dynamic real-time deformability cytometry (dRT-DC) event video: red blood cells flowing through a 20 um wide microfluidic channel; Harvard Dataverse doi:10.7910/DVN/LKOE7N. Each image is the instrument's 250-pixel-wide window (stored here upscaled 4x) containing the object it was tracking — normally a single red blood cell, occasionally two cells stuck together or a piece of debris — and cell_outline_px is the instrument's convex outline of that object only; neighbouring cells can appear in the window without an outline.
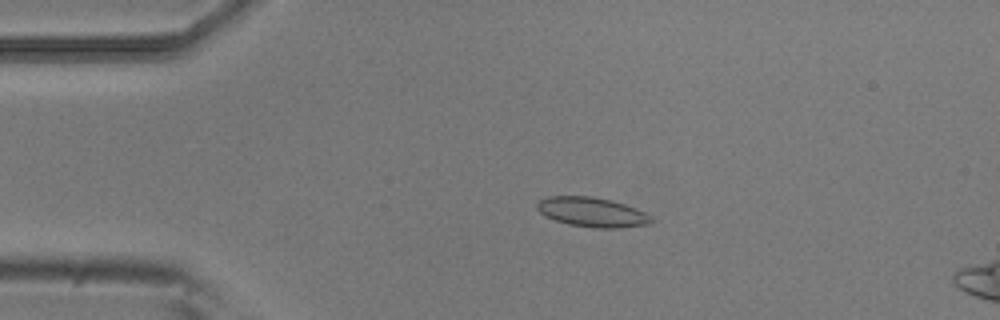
{"species": "common noctule bat (a hibernating species)", "species_latin": "Nyctalus noctula", "temperature_condition": "room temperature", "stored_images_in_passage": 6, "camera_frame_rate_fps": 3000, "um_per_image_px": 0.085, "animal": {"sex": "male", "body_mass_g": 20.5, "forearm_length_mm": 52.5}, "frame": {"image": 1, "passage_image": 4, "time_ms": 1.0, "image_size_px": [1000, 320], "cell_outline_px": [[652, 220], [648, 224], [620, 228], [592, 228], [568, 224], [544, 216], [536, 208], [536, 204], [540, 200], [548, 196], [592, 196], [612, 200], [624, 204], [644, 212], [652, 216]], "centroid_in_image_um": [50.3, 18.03], "position_along_channel_um": 34.7, "area_um2": 19.71}}
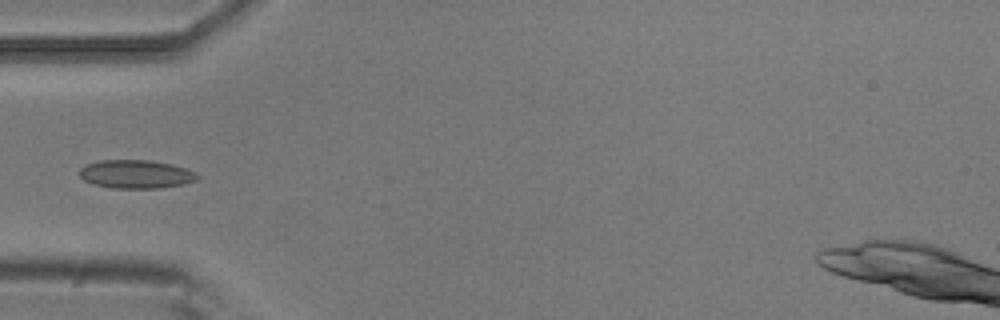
{"frame": {"image": 2, "passage_image": 5, "time_ms": 1.333, "image_size_px": [1000, 320], "cell_outline_px": [[200, 176], [196, 180], [184, 184], [160, 188], [112, 188], [92, 184], [84, 180], [80, 176], [80, 168], [88, 164], [100, 160], [148, 160], [172, 164], [196, 172]], "centroid_in_image_um": [11.57, 14.81], "position_along_channel_um": 73.4, "area_um2": 19.54}}
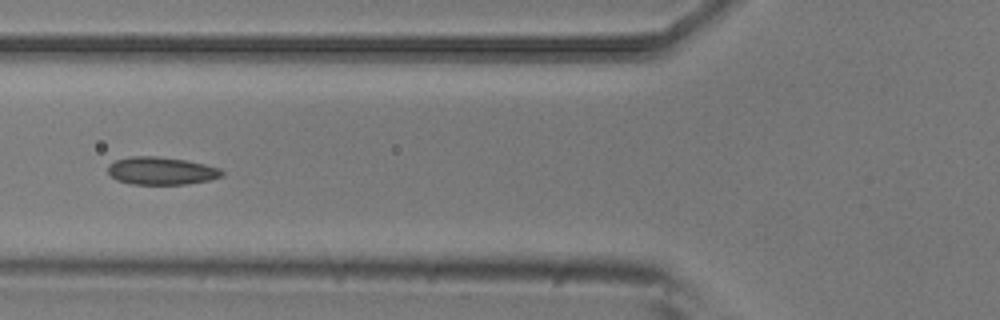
{"frame": {"image": 3, "passage_image": 6, "time_ms": 1.667, "image_size_px": [1000, 320], "cell_outline_px": [[224, 176], [208, 180], [184, 184], [132, 184], [116, 180], [108, 172], [108, 164], [116, 160], [132, 156], [156, 156], [184, 160], [204, 164], [220, 168], [224, 172]], "centroid_in_image_um": [13.7, 14.52], "position_along_channel_um": 112.1, "area_um2": 18.32}}